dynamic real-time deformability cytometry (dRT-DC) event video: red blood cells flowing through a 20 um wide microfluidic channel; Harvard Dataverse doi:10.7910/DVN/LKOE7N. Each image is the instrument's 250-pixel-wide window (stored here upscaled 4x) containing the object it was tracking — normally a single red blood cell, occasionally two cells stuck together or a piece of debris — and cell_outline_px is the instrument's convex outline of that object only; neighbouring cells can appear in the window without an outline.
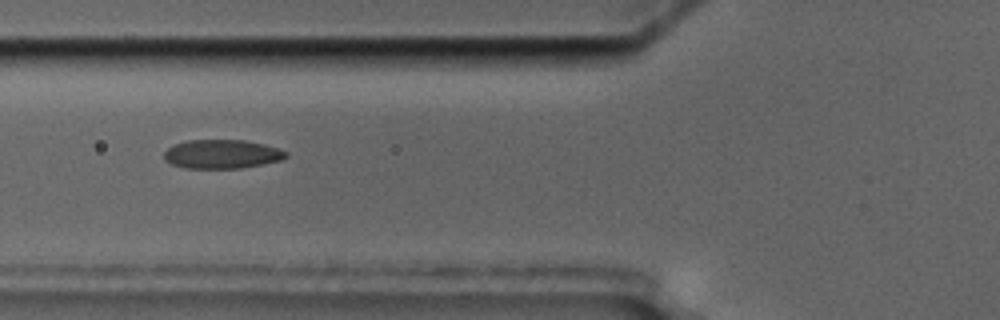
{"species": "common noctule bat (a hibernating species)", "species_latin": "Nyctalus noctula", "temperature_condition": "cold", "stored_images_in_passage": 10, "camera_frame_rate_fps": 3000, "um_per_image_px": 0.085, "animal": {"sex": "male", "body_mass_g": 17.5, "forearm_length_mm": 52.3}, "frame": {"image": 1, "passage_image": 6, "time_ms": 6.0, "image_size_px": [1000, 320], "cell_outline_px": [[288, 156], [280, 160], [240, 168], [184, 168], [172, 164], [164, 160], [164, 152], [172, 144], [188, 140], [244, 140], [264, 144], [288, 152]], "centroid_in_image_um": [18.82, 13.09], "position_along_channel_um": 107.0, "area_um2": 20.46}}
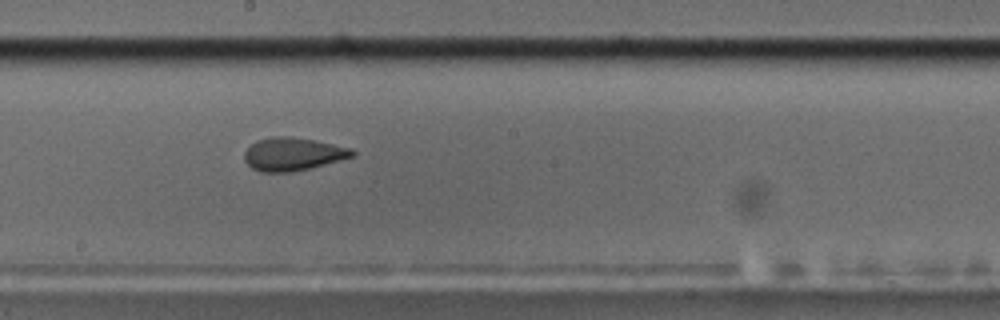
{"frame": {"image": 2, "passage_image": 9, "time_ms": 9.333, "image_size_px": [1000, 320], "cell_outline_px": [[356, 156], [292, 172], [260, 172], [252, 168], [244, 160], [244, 152], [256, 140], [272, 136], [288, 136], [316, 140], [352, 148], [356, 152]], "centroid_in_image_um": [24.9, 13.09], "position_along_channel_um": 223.3, "area_um2": 20.87}}
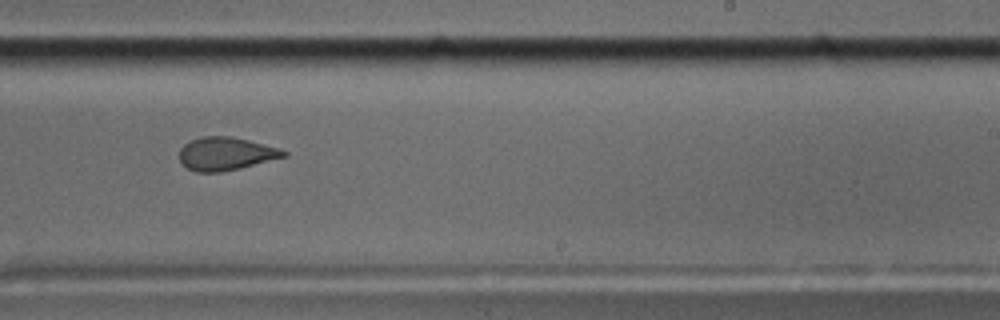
{"frame": {"image": 3, "passage_image": 10, "time_ms": 10.667, "image_size_px": [1000, 320], "cell_outline_px": [[288, 156], [240, 168], [220, 172], [196, 172], [180, 164], [180, 148], [184, 144], [200, 136], [232, 136], [280, 148], [288, 152]], "centroid_in_image_um": [19.2, 13.06], "position_along_channel_um": 269.8, "area_um2": 20.23}}